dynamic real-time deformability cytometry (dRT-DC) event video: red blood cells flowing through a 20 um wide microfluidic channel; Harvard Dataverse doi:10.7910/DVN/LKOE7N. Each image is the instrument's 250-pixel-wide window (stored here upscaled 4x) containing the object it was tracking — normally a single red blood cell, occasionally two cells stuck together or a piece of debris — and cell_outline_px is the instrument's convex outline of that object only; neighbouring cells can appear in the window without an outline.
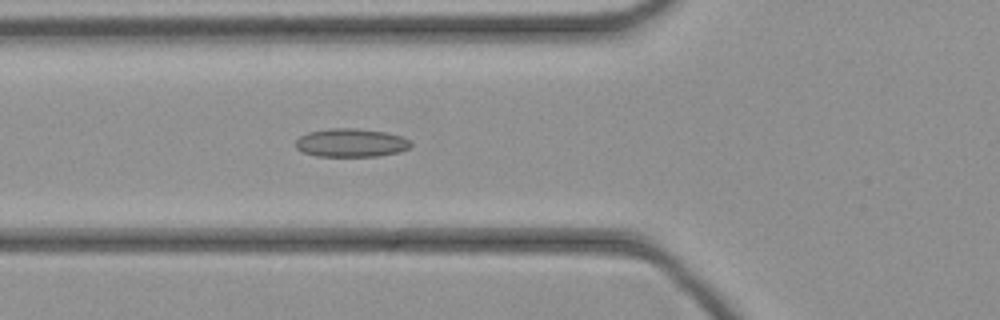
{"species": "common noctule bat (a hibernating species)", "species_latin": "Nyctalus noctula", "temperature_condition": "cold", "stored_images_in_passage": 37, "camera_frame_rate_fps": 3000, "um_per_image_px": 0.085, "animal": {"sex": "female", "body_mass_g": 21.9}, "frame": {"image": 1, "passage_image": 8, "time_ms": 2.333, "image_size_px": [1000, 320], "cell_outline_px": [[412, 144], [408, 148], [400, 152], [376, 156], [316, 156], [304, 152], [296, 148], [296, 140], [300, 136], [308, 132], [328, 128], [356, 128], [384, 132], [400, 136], [412, 140]], "centroid_in_image_um": [29.84, 12.13], "position_along_channel_um": 96.0, "area_um2": 19.07}}
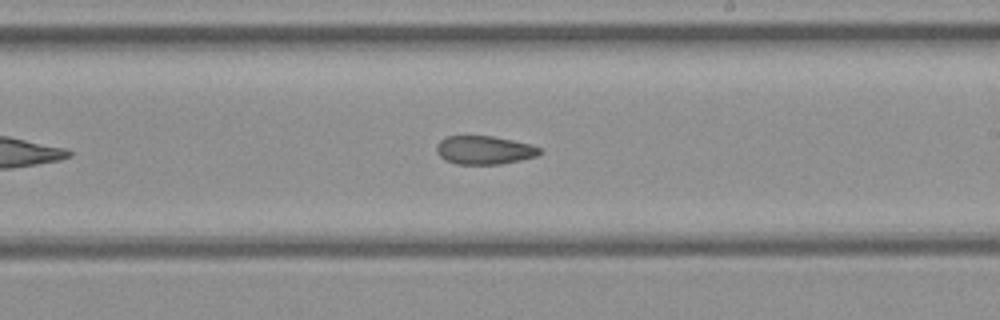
{"frame": {"image": 2, "passage_image": 18, "time_ms": 5.667, "image_size_px": [1000, 320], "cell_outline_px": [[540, 152], [536, 156], [520, 160], [500, 164], [456, 164], [444, 160], [436, 152], [436, 144], [444, 136], [492, 136], [532, 144], [540, 148]], "centroid_in_image_um": [41.12, 12.75], "position_along_channel_um": 247.9, "area_um2": 17.17}}
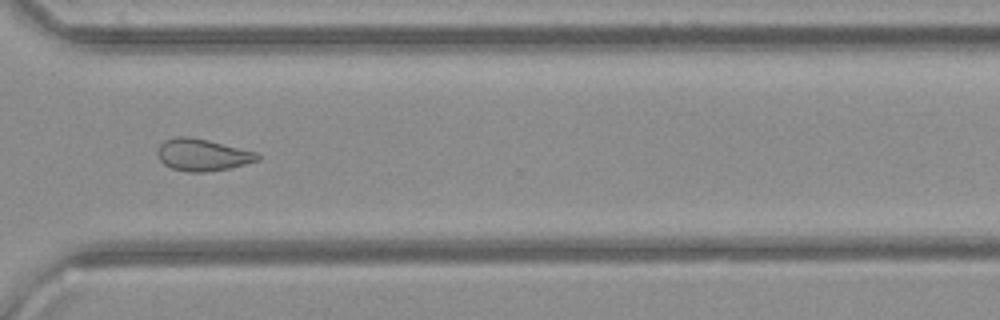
{"frame": {"image": 3, "passage_image": 25, "time_ms": 8.0, "image_size_px": [1000, 320], "cell_outline_px": [[260, 160], [228, 168], [208, 172], [188, 172], [172, 168], [164, 164], [156, 156], [156, 148], [164, 140], [176, 136], [188, 136], [208, 140], [256, 152], [260, 156]], "centroid_in_image_um": [17.16, 13.16], "position_along_channel_um": 353.4, "area_um2": 18.73}}